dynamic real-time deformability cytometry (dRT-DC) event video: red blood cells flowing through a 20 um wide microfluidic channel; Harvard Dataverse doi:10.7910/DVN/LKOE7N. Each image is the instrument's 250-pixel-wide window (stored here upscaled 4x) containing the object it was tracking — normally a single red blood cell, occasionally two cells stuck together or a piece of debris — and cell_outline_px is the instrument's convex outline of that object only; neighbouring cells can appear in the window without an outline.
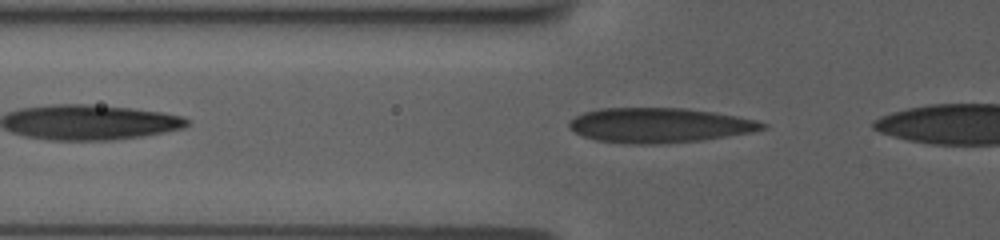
{"species": "human", "species_latin": "Homo sapiens", "temperature_condition": "room temperature", "stored_images_in_passage": 31, "camera_frame_rate_fps": 3000, "um_per_image_px": 0.085, "donor": {"sex": "female"}, "frame": {"image": 1, "passage_image": 2, "time_ms": 0.333, "image_size_px": [1000, 240], "cell_outline_px": [[768, 128], [752, 132], [700, 140], [656, 144], [632, 144], [596, 140], [584, 136], [568, 128], [568, 124], [576, 116], [584, 112], [600, 108], [684, 108], [712, 112], [736, 116], [756, 120], [768, 124]], "centroid_in_image_um": [56.05, 10.64], "position_along_channel_um": 69.7, "area_um2": 38.96}}
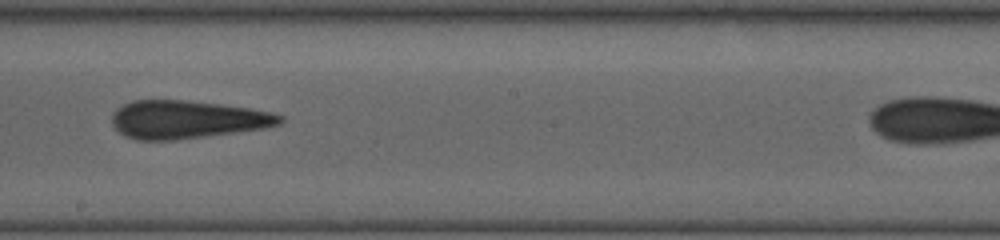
{"frame": {"image": 2, "passage_image": 15, "time_ms": 4.667, "image_size_px": [1000, 240], "cell_outline_px": [[284, 120], [280, 124], [264, 128], [236, 132], [176, 140], [136, 140], [124, 136], [112, 124], [112, 112], [116, 108], [132, 100], [184, 100], [220, 104], [252, 108], [272, 112], [284, 116]], "centroid_in_image_um": [15.9, 10.15], "position_along_channel_um": 232.3, "area_um2": 37.45}}
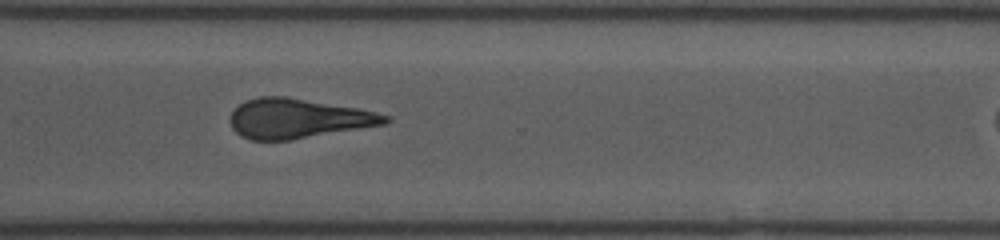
{"frame": {"image": 3, "passage_image": 24, "time_ms": 7.667, "image_size_px": [1000, 240], "cell_outline_px": [[392, 120], [384, 124], [292, 140], [252, 140], [240, 136], [232, 128], [232, 112], [244, 100], [260, 96], [284, 96], [356, 108], [376, 112], [392, 116]], "centroid_in_image_um": [25.34, 10.07], "position_along_channel_um": 345.3, "area_um2": 35.55}}